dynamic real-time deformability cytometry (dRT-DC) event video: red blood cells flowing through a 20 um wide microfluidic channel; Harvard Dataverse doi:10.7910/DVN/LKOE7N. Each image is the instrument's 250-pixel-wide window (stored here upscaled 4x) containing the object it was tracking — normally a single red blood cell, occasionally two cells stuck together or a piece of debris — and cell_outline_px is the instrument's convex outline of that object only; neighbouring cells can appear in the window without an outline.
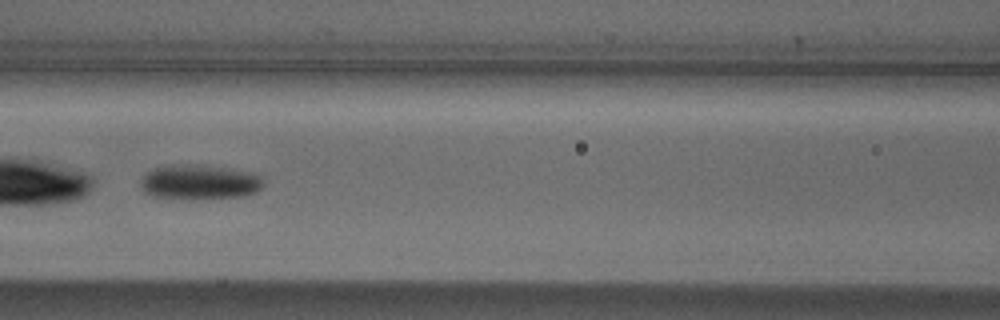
{"species": "Egyptian fruit bat (a non-hibernating species)", "species_latin": "Rousettus aegyptiacus", "temperature_condition": "cold", "stored_images_in_passage": 43, "camera_frame_rate_fps": 3000, "um_per_image_px": 0.085, "animal": {"sex": "male"}, "frame": {"image": 1, "passage_image": 13, "time_ms": 4.0, "image_size_px": [1000, 320], "cell_outline_px": [[264, 184], [256, 192], [244, 196], [192, 200], [180, 200], [152, 196], [144, 192], [140, 188], [140, 180], [148, 172], [156, 168], [224, 168], [256, 172], [264, 180]], "centroid_in_image_um": [17.01, 15.57], "position_along_channel_um": 149.6, "area_um2": 24.16}}
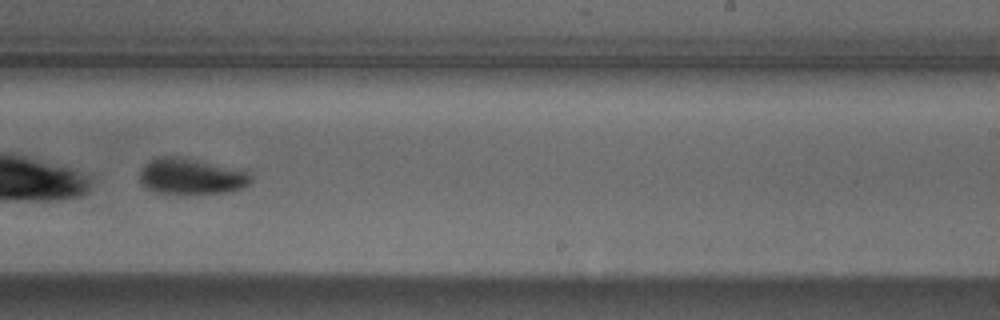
{"frame": {"image": 2, "passage_image": 23, "time_ms": 7.333, "image_size_px": [1000, 320], "cell_outline_px": [[252, 180], [244, 188], [224, 192], [156, 192], [148, 188], [140, 180], [140, 172], [148, 160], [160, 156], [176, 156], [248, 172], [252, 176]], "centroid_in_image_um": [16.23, 14.97], "position_along_channel_um": 272.8, "area_um2": 22.37}}
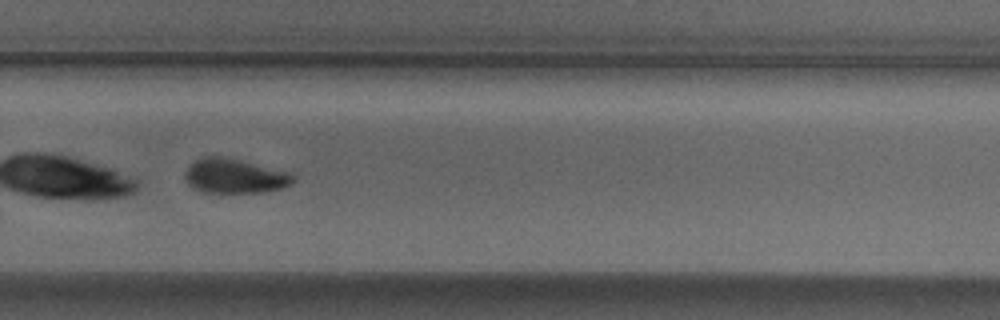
{"frame": {"image": 3, "passage_image": 26, "time_ms": 8.333, "image_size_px": [1000, 320], "cell_outline_px": [[296, 180], [292, 184], [284, 188], [264, 192], [204, 192], [192, 188], [188, 184], [184, 176], [184, 172], [188, 164], [204, 156], [228, 156], [292, 172], [296, 176]], "centroid_in_image_um": [19.99, 14.94], "position_along_channel_um": 309.8, "area_um2": 22.48}, "authors_computed_cell_mechanics": {"area_um2": 23.0622, "velocity_mm_per_s": 3.7031, "shape_relaxation_time_tau1_ms": 4.4543, "shape_relaxation_time_tau2_ms": null, "deformation_change_tau1": 0.1592, "deformation_change_tau2": null}}